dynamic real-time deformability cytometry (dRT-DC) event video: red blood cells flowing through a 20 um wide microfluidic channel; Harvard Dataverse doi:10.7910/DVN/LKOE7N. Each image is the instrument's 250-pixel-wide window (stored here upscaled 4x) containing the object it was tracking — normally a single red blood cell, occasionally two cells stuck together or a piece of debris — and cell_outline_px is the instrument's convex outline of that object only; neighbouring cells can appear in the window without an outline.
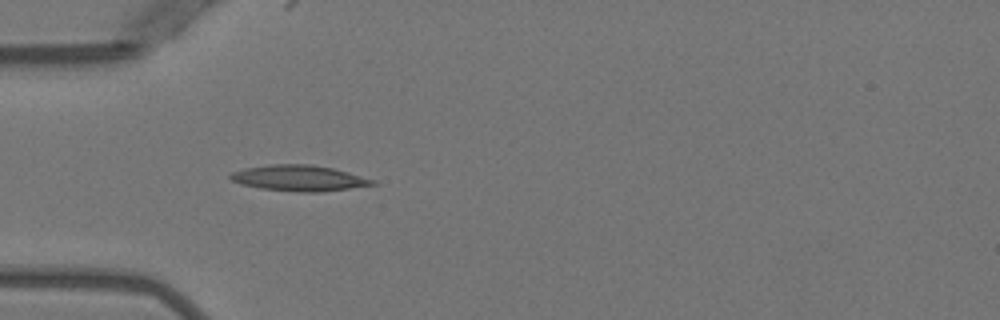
{"species": "Egyptian fruit bat (a non-hibernating species)", "species_latin": "Rousettus aegyptiacus", "temperature_condition": "warm", "stored_images_in_passage": 5, "camera_frame_rate_fps": 3000, "um_per_image_px": 0.085, "animal": {"sex": "female"}, "frame": {"image": 1, "passage_image": 4, "time_ms": 4.0, "image_size_px": [1000, 320], "cell_outline_px": [[376, 184], [320, 192], [300, 192], [260, 188], [240, 184], [232, 180], [228, 176], [232, 172], [244, 168], [272, 164], [312, 164], [332, 168], [348, 172], [376, 180]], "centroid_in_image_um": [25.4, 15.13], "position_along_channel_um": 59.6, "area_um2": 21.27}}
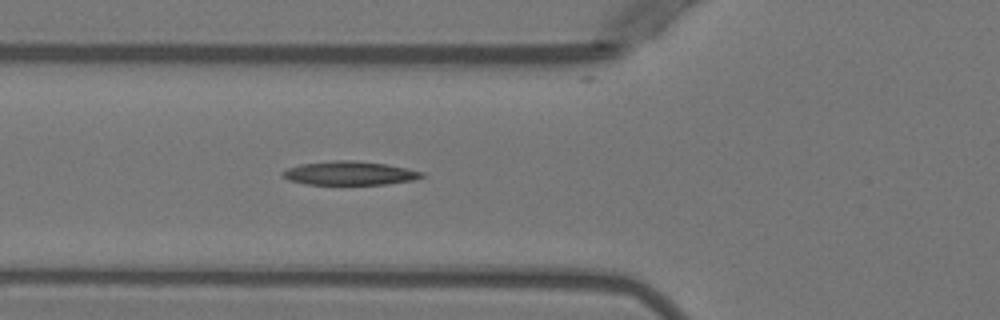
{"frame": {"image": 2, "passage_image": 5, "time_ms": 5.0, "image_size_px": [1000, 320], "cell_outline_px": [[424, 176], [412, 180], [384, 184], [304, 184], [288, 180], [280, 176], [280, 172], [288, 168], [300, 164], [332, 160], [356, 160], [388, 164], [424, 172]], "centroid_in_image_um": [29.66, 14.71], "position_along_channel_um": 96.1, "area_um2": 19.36}}